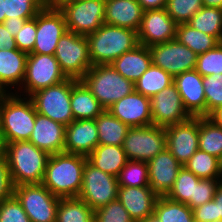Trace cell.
Returning a JSON list of instances; mask_svg holds the SVG:
<instances>
[{"mask_svg":"<svg viewBox=\"0 0 222 222\" xmlns=\"http://www.w3.org/2000/svg\"><path fill=\"white\" fill-rule=\"evenodd\" d=\"M87 157L79 154L50 155L42 184L59 198L77 197L82 187V176Z\"/></svg>","mask_w":222,"mask_h":222,"instance_id":"cell-1","label":"cell"},{"mask_svg":"<svg viewBox=\"0 0 222 222\" xmlns=\"http://www.w3.org/2000/svg\"><path fill=\"white\" fill-rule=\"evenodd\" d=\"M3 155L13 186L42 183L50 155L29 140L4 144Z\"/></svg>","mask_w":222,"mask_h":222,"instance_id":"cell-2","label":"cell"},{"mask_svg":"<svg viewBox=\"0 0 222 222\" xmlns=\"http://www.w3.org/2000/svg\"><path fill=\"white\" fill-rule=\"evenodd\" d=\"M36 110L32 100L15 93L0 96V136L2 143L29 140Z\"/></svg>","mask_w":222,"mask_h":222,"instance_id":"cell-3","label":"cell"},{"mask_svg":"<svg viewBox=\"0 0 222 222\" xmlns=\"http://www.w3.org/2000/svg\"><path fill=\"white\" fill-rule=\"evenodd\" d=\"M92 65H108L125 52L133 50L138 43L135 30L104 23L86 36Z\"/></svg>","mask_w":222,"mask_h":222,"instance_id":"cell-4","label":"cell"},{"mask_svg":"<svg viewBox=\"0 0 222 222\" xmlns=\"http://www.w3.org/2000/svg\"><path fill=\"white\" fill-rule=\"evenodd\" d=\"M81 81L105 109L135 91V83L124 78L111 64L93 65Z\"/></svg>","mask_w":222,"mask_h":222,"instance_id":"cell-5","label":"cell"},{"mask_svg":"<svg viewBox=\"0 0 222 222\" xmlns=\"http://www.w3.org/2000/svg\"><path fill=\"white\" fill-rule=\"evenodd\" d=\"M71 91L72 78H67L58 84L34 92L29 98L37 113L67 126L74 120L70 105Z\"/></svg>","mask_w":222,"mask_h":222,"instance_id":"cell-6","label":"cell"},{"mask_svg":"<svg viewBox=\"0 0 222 222\" xmlns=\"http://www.w3.org/2000/svg\"><path fill=\"white\" fill-rule=\"evenodd\" d=\"M54 56L67 78L81 80L92 67L86 36L66 31L59 39Z\"/></svg>","mask_w":222,"mask_h":222,"instance_id":"cell-7","label":"cell"},{"mask_svg":"<svg viewBox=\"0 0 222 222\" xmlns=\"http://www.w3.org/2000/svg\"><path fill=\"white\" fill-rule=\"evenodd\" d=\"M66 79L67 77L54 55L29 53L23 83L15 94L29 97L40 89L58 84Z\"/></svg>","mask_w":222,"mask_h":222,"instance_id":"cell-8","label":"cell"},{"mask_svg":"<svg viewBox=\"0 0 222 222\" xmlns=\"http://www.w3.org/2000/svg\"><path fill=\"white\" fill-rule=\"evenodd\" d=\"M118 189L117 177L103 172L86 161L78 198L95 211L109 202L117 200Z\"/></svg>","mask_w":222,"mask_h":222,"instance_id":"cell-9","label":"cell"},{"mask_svg":"<svg viewBox=\"0 0 222 222\" xmlns=\"http://www.w3.org/2000/svg\"><path fill=\"white\" fill-rule=\"evenodd\" d=\"M13 194L31 222H56L60 198L42 183L14 186Z\"/></svg>","mask_w":222,"mask_h":222,"instance_id":"cell-10","label":"cell"},{"mask_svg":"<svg viewBox=\"0 0 222 222\" xmlns=\"http://www.w3.org/2000/svg\"><path fill=\"white\" fill-rule=\"evenodd\" d=\"M166 148L165 127L149 125L129 128L123 149L128 160L148 162Z\"/></svg>","mask_w":222,"mask_h":222,"instance_id":"cell-11","label":"cell"},{"mask_svg":"<svg viewBox=\"0 0 222 222\" xmlns=\"http://www.w3.org/2000/svg\"><path fill=\"white\" fill-rule=\"evenodd\" d=\"M105 0H74L59 8L65 17L67 30L87 36L104 22Z\"/></svg>","mask_w":222,"mask_h":222,"instance_id":"cell-12","label":"cell"},{"mask_svg":"<svg viewBox=\"0 0 222 222\" xmlns=\"http://www.w3.org/2000/svg\"><path fill=\"white\" fill-rule=\"evenodd\" d=\"M152 63L169 73L173 78L181 73L195 70L197 54L176 38L149 47Z\"/></svg>","mask_w":222,"mask_h":222,"instance_id":"cell-13","label":"cell"},{"mask_svg":"<svg viewBox=\"0 0 222 222\" xmlns=\"http://www.w3.org/2000/svg\"><path fill=\"white\" fill-rule=\"evenodd\" d=\"M150 107L152 124L160 127L182 123L192 117L184 108L174 83L151 97Z\"/></svg>","mask_w":222,"mask_h":222,"instance_id":"cell-14","label":"cell"},{"mask_svg":"<svg viewBox=\"0 0 222 222\" xmlns=\"http://www.w3.org/2000/svg\"><path fill=\"white\" fill-rule=\"evenodd\" d=\"M67 26L63 12L58 8L43 7L37 14V32L31 53L54 55L60 37Z\"/></svg>","mask_w":222,"mask_h":222,"instance_id":"cell-15","label":"cell"},{"mask_svg":"<svg viewBox=\"0 0 222 222\" xmlns=\"http://www.w3.org/2000/svg\"><path fill=\"white\" fill-rule=\"evenodd\" d=\"M166 148L184 165L199 149V117L165 127Z\"/></svg>","mask_w":222,"mask_h":222,"instance_id":"cell-16","label":"cell"},{"mask_svg":"<svg viewBox=\"0 0 222 222\" xmlns=\"http://www.w3.org/2000/svg\"><path fill=\"white\" fill-rule=\"evenodd\" d=\"M177 25L166 9L146 10L137 31L138 43L150 47L173 40Z\"/></svg>","mask_w":222,"mask_h":222,"instance_id":"cell-17","label":"cell"},{"mask_svg":"<svg viewBox=\"0 0 222 222\" xmlns=\"http://www.w3.org/2000/svg\"><path fill=\"white\" fill-rule=\"evenodd\" d=\"M128 127H145L152 125L150 98L134 91L107 109Z\"/></svg>","mask_w":222,"mask_h":222,"instance_id":"cell-18","label":"cell"},{"mask_svg":"<svg viewBox=\"0 0 222 222\" xmlns=\"http://www.w3.org/2000/svg\"><path fill=\"white\" fill-rule=\"evenodd\" d=\"M147 164L149 186L158 197L167 196L183 165L177 161L167 148L158 153Z\"/></svg>","mask_w":222,"mask_h":222,"instance_id":"cell-19","label":"cell"},{"mask_svg":"<svg viewBox=\"0 0 222 222\" xmlns=\"http://www.w3.org/2000/svg\"><path fill=\"white\" fill-rule=\"evenodd\" d=\"M203 77L191 70L174 77V84L181 95L184 108L192 117H206V99Z\"/></svg>","mask_w":222,"mask_h":222,"instance_id":"cell-20","label":"cell"},{"mask_svg":"<svg viewBox=\"0 0 222 222\" xmlns=\"http://www.w3.org/2000/svg\"><path fill=\"white\" fill-rule=\"evenodd\" d=\"M99 145L95 119L73 120L65 128L64 152L88 156Z\"/></svg>","mask_w":222,"mask_h":222,"instance_id":"cell-21","label":"cell"},{"mask_svg":"<svg viewBox=\"0 0 222 222\" xmlns=\"http://www.w3.org/2000/svg\"><path fill=\"white\" fill-rule=\"evenodd\" d=\"M66 126L36 112L33 132L29 141L49 155L63 153Z\"/></svg>","mask_w":222,"mask_h":222,"instance_id":"cell-22","label":"cell"},{"mask_svg":"<svg viewBox=\"0 0 222 222\" xmlns=\"http://www.w3.org/2000/svg\"><path fill=\"white\" fill-rule=\"evenodd\" d=\"M117 199L129 213L130 217L139 222L154 213L158 196L151 187L119 186Z\"/></svg>","mask_w":222,"mask_h":222,"instance_id":"cell-23","label":"cell"},{"mask_svg":"<svg viewBox=\"0 0 222 222\" xmlns=\"http://www.w3.org/2000/svg\"><path fill=\"white\" fill-rule=\"evenodd\" d=\"M28 54L17 49L0 50V85L15 93L23 83ZM13 90V91H12Z\"/></svg>","mask_w":222,"mask_h":222,"instance_id":"cell-24","label":"cell"},{"mask_svg":"<svg viewBox=\"0 0 222 222\" xmlns=\"http://www.w3.org/2000/svg\"><path fill=\"white\" fill-rule=\"evenodd\" d=\"M104 22L138 31L144 10L137 0H105Z\"/></svg>","mask_w":222,"mask_h":222,"instance_id":"cell-25","label":"cell"},{"mask_svg":"<svg viewBox=\"0 0 222 222\" xmlns=\"http://www.w3.org/2000/svg\"><path fill=\"white\" fill-rule=\"evenodd\" d=\"M151 64L152 56L149 47L140 44L133 50L125 52L111 63L119 74L134 83Z\"/></svg>","mask_w":222,"mask_h":222,"instance_id":"cell-26","label":"cell"},{"mask_svg":"<svg viewBox=\"0 0 222 222\" xmlns=\"http://www.w3.org/2000/svg\"><path fill=\"white\" fill-rule=\"evenodd\" d=\"M70 105L74 120L96 119L105 110L87 86L76 79H72Z\"/></svg>","mask_w":222,"mask_h":222,"instance_id":"cell-27","label":"cell"},{"mask_svg":"<svg viewBox=\"0 0 222 222\" xmlns=\"http://www.w3.org/2000/svg\"><path fill=\"white\" fill-rule=\"evenodd\" d=\"M87 161L103 172L117 177L128 159L123 146L99 144L87 156Z\"/></svg>","mask_w":222,"mask_h":222,"instance_id":"cell-28","label":"cell"},{"mask_svg":"<svg viewBox=\"0 0 222 222\" xmlns=\"http://www.w3.org/2000/svg\"><path fill=\"white\" fill-rule=\"evenodd\" d=\"M99 144L123 146L128 127L105 109L96 119Z\"/></svg>","mask_w":222,"mask_h":222,"instance_id":"cell-29","label":"cell"},{"mask_svg":"<svg viewBox=\"0 0 222 222\" xmlns=\"http://www.w3.org/2000/svg\"><path fill=\"white\" fill-rule=\"evenodd\" d=\"M173 82L174 78L169 73L152 63L135 82V91L151 98Z\"/></svg>","mask_w":222,"mask_h":222,"instance_id":"cell-30","label":"cell"},{"mask_svg":"<svg viewBox=\"0 0 222 222\" xmlns=\"http://www.w3.org/2000/svg\"><path fill=\"white\" fill-rule=\"evenodd\" d=\"M183 166L200 179H222V161L199 149Z\"/></svg>","mask_w":222,"mask_h":222,"instance_id":"cell-31","label":"cell"},{"mask_svg":"<svg viewBox=\"0 0 222 222\" xmlns=\"http://www.w3.org/2000/svg\"><path fill=\"white\" fill-rule=\"evenodd\" d=\"M176 39L197 55L213 49L219 43L215 37L196 30L187 23L177 25Z\"/></svg>","mask_w":222,"mask_h":222,"instance_id":"cell-32","label":"cell"},{"mask_svg":"<svg viewBox=\"0 0 222 222\" xmlns=\"http://www.w3.org/2000/svg\"><path fill=\"white\" fill-rule=\"evenodd\" d=\"M56 222H94V211L80 198H60Z\"/></svg>","mask_w":222,"mask_h":222,"instance_id":"cell-33","label":"cell"},{"mask_svg":"<svg viewBox=\"0 0 222 222\" xmlns=\"http://www.w3.org/2000/svg\"><path fill=\"white\" fill-rule=\"evenodd\" d=\"M192 28L215 37L222 42V9L202 7L187 22Z\"/></svg>","mask_w":222,"mask_h":222,"instance_id":"cell-34","label":"cell"},{"mask_svg":"<svg viewBox=\"0 0 222 222\" xmlns=\"http://www.w3.org/2000/svg\"><path fill=\"white\" fill-rule=\"evenodd\" d=\"M199 150L207 152L222 161V127L207 117H199Z\"/></svg>","mask_w":222,"mask_h":222,"instance_id":"cell-35","label":"cell"},{"mask_svg":"<svg viewBox=\"0 0 222 222\" xmlns=\"http://www.w3.org/2000/svg\"><path fill=\"white\" fill-rule=\"evenodd\" d=\"M154 213L161 222H192L193 211L185 203L169 199L167 196L158 197Z\"/></svg>","mask_w":222,"mask_h":222,"instance_id":"cell-36","label":"cell"},{"mask_svg":"<svg viewBox=\"0 0 222 222\" xmlns=\"http://www.w3.org/2000/svg\"><path fill=\"white\" fill-rule=\"evenodd\" d=\"M119 186L150 187L148 164L144 161L128 160L117 176Z\"/></svg>","mask_w":222,"mask_h":222,"instance_id":"cell-37","label":"cell"},{"mask_svg":"<svg viewBox=\"0 0 222 222\" xmlns=\"http://www.w3.org/2000/svg\"><path fill=\"white\" fill-rule=\"evenodd\" d=\"M199 180L200 178L183 166L167 197L173 201L187 204L190 199H194L195 183H198Z\"/></svg>","mask_w":222,"mask_h":222,"instance_id":"cell-38","label":"cell"},{"mask_svg":"<svg viewBox=\"0 0 222 222\" xmlns=\"http://www.w3.org/2000/svg\"><path fill=\"white\" fill-rule=\"evenodd\" d=\"M203 7L202 0H167L166 11L177 23H187Z\"/></svg>","mask_w":222,"mask_h":222,"instance_id":"cell-39","label":"cell"},{"mask_svg":"<svg viewBox=\"0 0 222 222\" xmlns=\"http://www.w3.org/2000/svg\"><path fill=\"white\" fill-rule=\"evenodd\" d=\"M195 70L202 76L222 74V42L213 49L197 55Z\"/></svg>","mask_w":222,"mask_h":222,"instance_id":"cell-40","label":"cell"},{"mask_svg":"<svg viewBox=\"0 0 222 222\" xmlns=\"http://www.w3.org/2000/svg\"><path fill=\"white\" fill-rule=\"evenodd\" d=\"M8 18H34L44 7L43 0H4Z\"/></svg>","mask_w":222,"mask_h":222,"instance_id":"cell-41","label":"cell"},{"mask_svg":"<svg viewBox=\"0 0 222 222\" xmlns=\"http://www.w3.org/2000/svg\"><path fill=\"white\" fill-rule=\"evenodd\" d=\"M206 99V117L215 109L222 106V74L203 77Z\"/></svg>","mask_w":222,"mask_h":222,"instance_id":"cell-42","label":"cell"},{"mask_svg":"<svg viewBox=\"0 0 222 222\" xmlns=\"http://www.w3.org/2000/svg\"><path fill=\"white\" fill-rule=\"evenodd\" d=\"M94 222H135L117 199L94 211Z\"/></svg>","mask_w":222,"mask_h":222,"instance_id":"cell-43","label":"cell"},{"mask_svg":"<svg viewBox=\"0 0 222 222\" xmlns=\"http://www.w3.org/2000/svg\"><path fill=\"white\" fill-rule=\"evenodd\" d=\"M0 222H31L14 194L0 202Z\"/></svg>","mask_w":222,"mask_h":222,"instance_id":"cell-44","label":"cell"},{"mask_svg":"<svg viewBox=\"0 0 222 222\" xmlns=\"http://www.w3.org/2000/svg\"><path fill=\"white\" fill-rule=\"evenodd\" d=\"M222 179H200L195 183L194 199H190L187 205L194 208L213 200L216 189Z\"/></svg>","mask_w":222,"mask_h":222,"instance_id":"cell-45","label":"cell"},{"mask_svg":"<svg viewBox=\"0 0 222 222\" xmlns=\"http://www.w3.org/2000/svg\"><path fill=\"white\" fill-rule=\"evenodd\" d=\"M37 32V15L25 21L15 36L16 46L20 51L31 53L34 49Z\"/></svg>","mask_w":222,"mask_h":222,"instance_id":"cell-46","label":"cell"},{"mask_svg":"<svg viewBox=\"0 0 222 222\" xmlns=\"http://www.w3.org/2000/svg\"><path fill=\"white\" fill-rule=\"evenodd\" d=\"M14 186L10 177L9 167L6 159L0 157V202L13 195Z\"/></svg>","mask_w":222,"mask_h":222,"instance_id":"cell-47","label":"cell"},{"mask_svg":"<svg viewBox=\"0 0 222 222\" xmlns=\"http://www.w3.org/2000/svg\"><path fill=\"white\" fill-rule=\"evenodd\" d=\"M193 218L199 222H215L216 221V211H215V201L211 200L203 205H200L193 210Z\"/></svg>","mask_w":222,"mask_h":222,"instance_id":"cell-48","label":"cell"},{"mask_svg":"<svg viewBox=\"0 0 222 222\" xmlns=\"http://www.w3.org/2000/svg\"><path fill=\"white\" fill-rule=\"evenodd\" d=\"M12 49H17L15 37L7 31L3 23H0V50Z\"/></svg>","mask_w":222,"mask_h":222,"instance_id":"cell-49","label":"cell"},{"mask_svg":"<svg viewBox=\"0 0 222 222\" xmlns=\"http://www.w3.org/2000/svg\"><path fill=\"white\" fill-rule=\"evenodd\" d=\"M31 19V18H17V19H13L8 18L5 19V21L3 22L5 28L7 29V31L13 36L15 37L17 35V32L20 31V29L23 27L24 23L26 20Z\"/></svg>","mask_w":222,"mask_h":222,"instance_id":"cell-50","label":"cell"},{"mask_svg":"<svg viewBox=\"0 0 222 222\" xmlns=\"http://www.w3.org/2000/svg\"><path fill=\"white\" fill-rule=\"evenodd\" d=\"M144 11L155 10V9H165L167 5V0H137Z\"/></svg>","mask_w":222,"mask_h":222,"instance_id":"cell-51","label":"cell"},{"mask_svg":"<svg viewBox=\"0 0 222 222\" xmlns=\"http://www.w3.org/2000/svg\"><path fill=\"white\" fill-rule=\"evenodd\" d=\"M213 200L215 201L216 221H221L222 220V180L216 189Z\"/></svg>","mask_w":222,"mask_h":222,"instance_id":"cell-52","label":"cell"},{"mask_svg":"<svg viewBox=\"0 0 222 222\" xmlns=\"http://www.w3.org/2000/svg\"><path fill=\"white\" fill-rule=\"evenodd\" d=\"M207 118L210 119L215 125L222 127V106L213 110L207 116Z\"/></svg>","mask_w":222,"mask_h":222,"instance_id":"cell-53","label":"cell"},{"mask_svg":"<svg viewBox=\"0 0 222 222\" xmlns=\"http://www.w3.org/2000/svg\"><path fill=\"white\" fill-rule=\"evenodd\" d=\"M74 0H43L44 7L61 8L64 4Z\"/></svg>","mask_w":222,"mask_h":222,"instance_id":"cell-54","label":"cell"},{"mask_svg":"<svg viewBox=\"0 0 222 222\" xmlns=\"http://www.w3.org/2000/svg\"><path fill=\"white\" fill-rule=\"evenodd\" d=\"M202 4L204 7L222 9V0H202Z\"/></svg>","mask_w":222,"mask_h":222,"instance_id":"cell-55","label":"cell"},{"mask_svg":"<svg viewBox=\"0 0 222 222\" xmlns=\"http://www.w3.org/2000/svg\"><path fill=\"white\" fill-rule=\"evenodd\" d=\"M6 19L5 16V1L0 0V23H3Z\"/></svg>","mask_w":222,"mask_h":222,"instance_id":"cell-56","label":"cell"},{"mask_svg":"<svg viewBox=\"0 0 222 222\" xmlns=\"http://www.w3.org/2000/svg\"><path fill=\"white\" fill-rule=\"evenodd\" d=\"M139 222H161L160 219L156 216L155 213L149 215L146 219H143Z\"/></svg>","mask_w":222,"mask_h":222,"instance_id":"cell-57","label":"cell"},{"mask_svg":"<svg viewBox=\"0 0 222 222\" xmlns=\"http://www.w3.org/2000/svg\"><path fill=\"white\" fill-rule=\"evenodd\" d=\"M3 151H4V145L2 143V139H1V136H0V157L3 156Z\"/></svg>","mask_w":222,"mask_h":222,"instance_id":"cell-58","label":"cell"},{"mask_svg":"<svg viewBox=\"0 0 222 222\" xmlns=\"http://www.w3.org/2000/svg\"><path fill=\"white\" fill-rule=\"evenodd\" d=\"M8 94V92L0 85V96Z\"/></svg>","mask_w":222,"mask_h":222,"instance_id":"cell-59","label":"cell"}]
</instances>
